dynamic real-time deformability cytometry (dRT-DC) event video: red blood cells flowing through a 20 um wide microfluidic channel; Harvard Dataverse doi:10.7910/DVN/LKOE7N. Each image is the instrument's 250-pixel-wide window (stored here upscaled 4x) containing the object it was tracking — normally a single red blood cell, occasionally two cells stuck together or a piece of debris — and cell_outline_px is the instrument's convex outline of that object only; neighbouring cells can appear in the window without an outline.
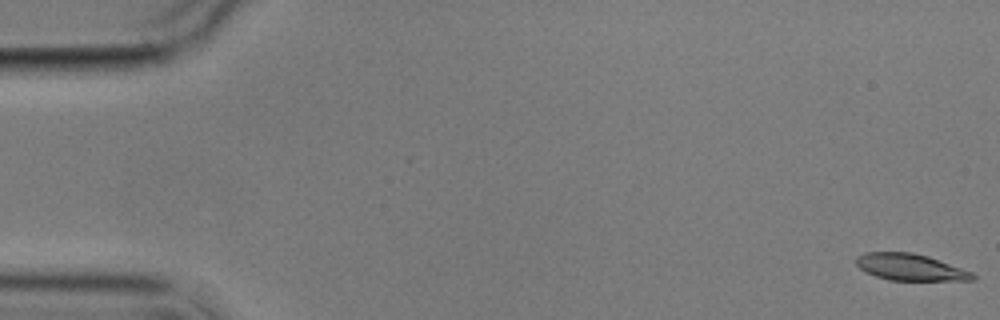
{"species": "common noctule bat (a hibernating species)", "species_latin": "Nyctalus noctula", "temperature_condition": "cold", "stored_images_in_passage": 5, "camera_frame_rate_fps": 3000, "um_per_image_px": 0.085, "animal": {"sex": "male", "body_mass_g": 17.9}, "frame": {"image": 1, "passage_image": 1, "time_ms": 0.0, "image_size_px": [1000, 320], "cell_outline_px": [[976, 280], [888, 280], [876, 276], [860, 268], [856, 264], [856, 256], [864, 252], [912, 252], [928, 256], [972, 272], [976, 276]], "centroid_in_image_um": [77.36, 22.7], "position_along_channel_um": 7.6, "area_um2": 17.98}}
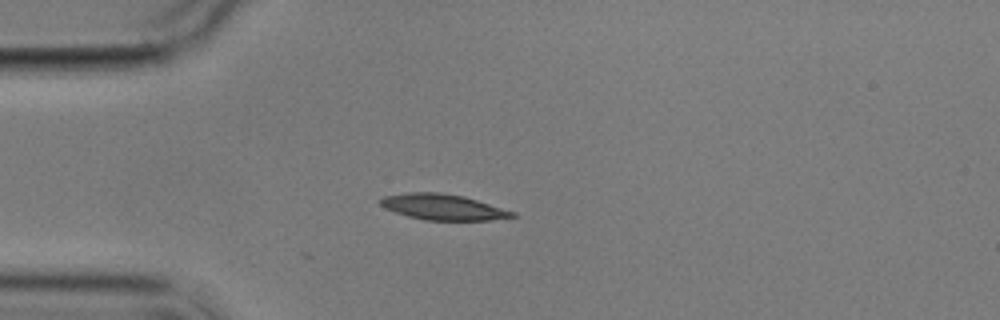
{"frame": {"image": 2, "passage_image": 5, "time_ms": 4.667, "image_size_px": [1000, 320], "cell_outline_px": [[516, 216], [488, 220], [424, 220], [408, 216], [384, 208], [376, 200], [384, 196], [404, 192], [440, 192], [464, 196], [516, 212]], "centroid_in_image_um": [37.6, 17.58], "position_along_channel_um": 47.4, "area_um2": 19.88}}